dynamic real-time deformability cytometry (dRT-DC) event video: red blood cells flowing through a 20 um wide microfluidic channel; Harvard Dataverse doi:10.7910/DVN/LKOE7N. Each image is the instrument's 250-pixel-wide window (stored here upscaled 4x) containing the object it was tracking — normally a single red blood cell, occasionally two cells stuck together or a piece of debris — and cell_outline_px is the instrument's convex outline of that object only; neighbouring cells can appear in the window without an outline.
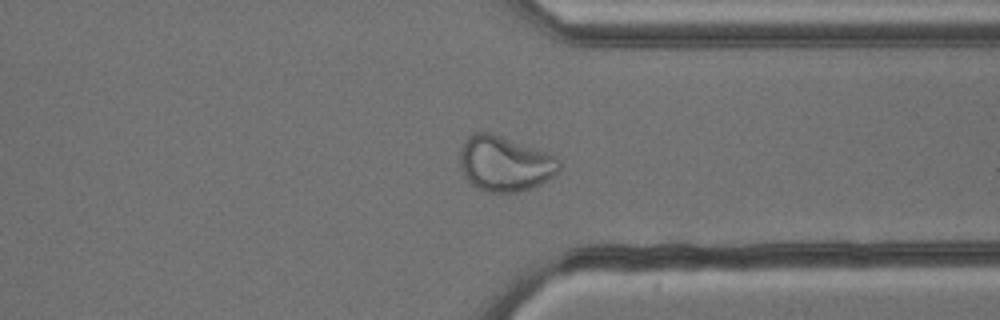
{"species": "common noctule bat (a hibernating species)", "species_latin": "Nyctalus noctula", "temperature_condition": "cold", "stored_images_in_passage": 47, "camera_frame_rate_fps": 3000, "um_per_image_px": 0.085, "animal": {"sex": "male", "body_mass_g": 13.3}, "frame": {"image": 1, "passage_image": 34, "time_ms": 11.0, "image_size_px": [1000, 320], "cell_outline_px": [[560, 168], [552, 176], [540, 184], [532, 188], [520, 192], [488, 192], [472, 184], [464, 176], [460, 168], [460, 152], [468, 136], [476, 132], [488, 132], [548, 152], [556, 156], [560, 160]], "centroid_in_image_um": [42.92, 13.92], "position_along_channel_um": 368.5, "area_um2": 31.73}}
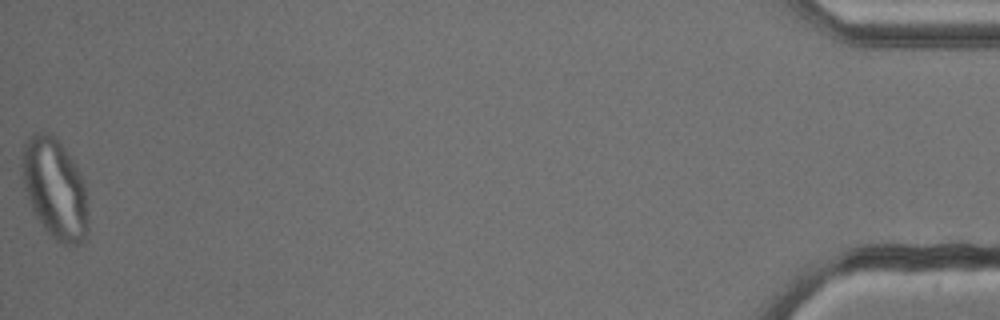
{"frame": {"image": 2, "passage_image": 47, "time_ms": 15.333, "image_size_px": [1000, 320], "cell_outline_px": [[88, 240], [80, 244], [64, 244], [56, 240], [44, 228], [32, 212], [24, 188], [20, 164], [24, 144], [36, 132], [48, 132], [56, 136], [60, 140], [76, 164], [80, 172], [84, 184], [88, 212]], "centroid_in_image_um": [4.67, 16.04], "position_along_channel_um": 430.5, "area_um2": 39.3}}